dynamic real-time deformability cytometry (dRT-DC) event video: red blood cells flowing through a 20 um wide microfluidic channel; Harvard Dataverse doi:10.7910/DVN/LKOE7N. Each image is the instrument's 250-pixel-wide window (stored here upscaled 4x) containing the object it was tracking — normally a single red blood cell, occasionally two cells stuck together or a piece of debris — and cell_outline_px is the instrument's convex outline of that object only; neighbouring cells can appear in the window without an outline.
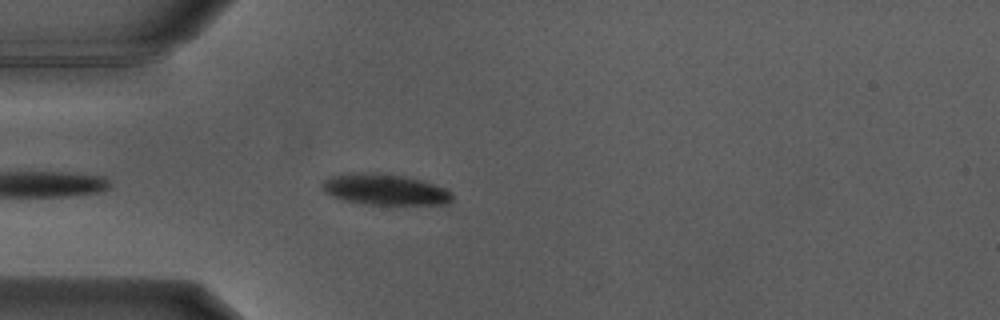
{"species": "Egyptian fruit bat (a non-hibernating species)", "species_latin": "Rousettus aegyptiacus", "temperature_condition": "warm", "stored_images_in_passage": 9, "camera_frame_rate_fps": 3000, "um_per_image_px": 0.085, "animal": {"sex": "male"}, "frame": {"image": 1, "passage_image": 4, "time_ms": 1.0, "image_size_px": [1000, 320], "cell_outline_px": [[452, 200], [448, 204], [364, 204], [344, 200], [332, 196], [324, 192], [324, 180], [332, 176], [352, 172], [372, 172], [404, 176], [420, 180], [444, 188], [452, 192]], "centroid_in_image_um": [32.71, 16.1], "position_along_channel_um": 52.3, "area_um2": 23.24}}